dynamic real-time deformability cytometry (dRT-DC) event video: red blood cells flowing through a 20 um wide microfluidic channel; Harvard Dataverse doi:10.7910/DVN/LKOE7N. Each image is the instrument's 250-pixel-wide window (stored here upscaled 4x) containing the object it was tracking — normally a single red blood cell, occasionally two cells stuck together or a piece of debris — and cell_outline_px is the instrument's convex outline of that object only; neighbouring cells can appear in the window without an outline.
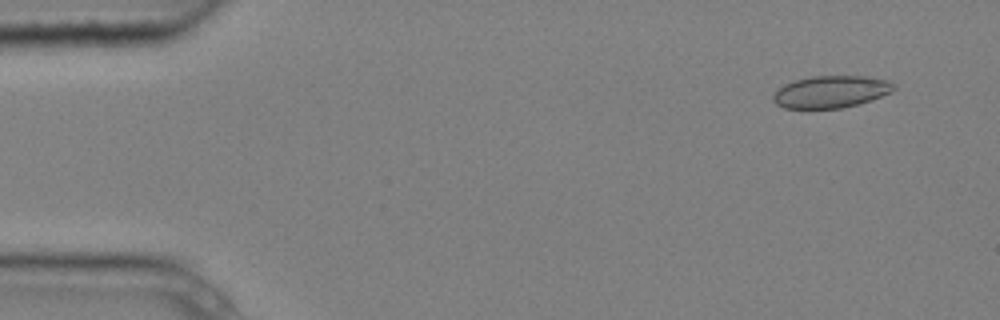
{"species": "common noctule bat (a hibernating species)", "species_latin": "Nyctalus noctula", "temperature_condition": "cold", "stored_images_in_passage": 6, "camera_frame_rate_fps": 3000, "um_per_image_px": 0.085, "animal": {"sex": "male", "body_mass_g": 20.4}, "frame": {"image": 1, "passage_image": 1, "time_ms": 0.0, "image_size_px": [1000, 320], "cell_outline_px": [[896, 88], [892, 92], [872, 100], [840, 108], [784, 108], [776, 104], [772, 100], [772, 96], [776, 88], [792, 80], [812, 76], [864, 76], [888, 80]], "centroid_in_image_um": [70.58, 7.79], "position_along_channel_um": 14.4, "area_um2": 22.72}}
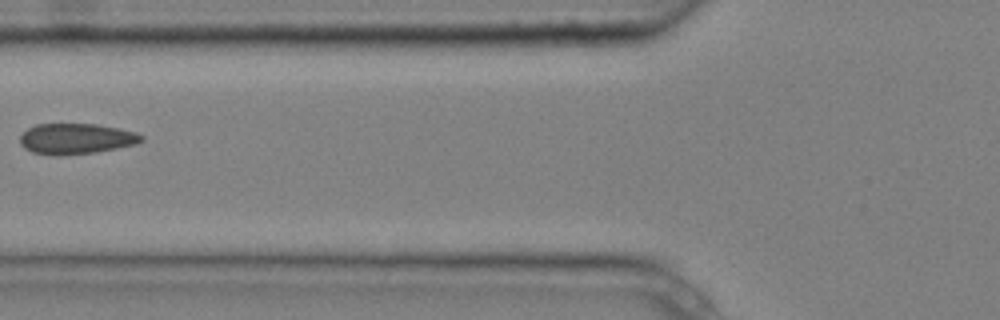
{"frame": {"image": 2, "passage_image": 5, "time_ms": 1.333, "image_size_px": [1000, 320], "cell_outline_px": [[144, 140], [136, 144], [96, 152], [56, 156], [32, 152], [24, 148], [20, 144], [20, 136], [28, 128], [36, 124], [96, 124], [120, 128], [136, 132], [144, 136]], "centroid_in_image_um": [6.48, 11.79], "position_along_channel_um": 119.3, "area_um2": 21.79}}
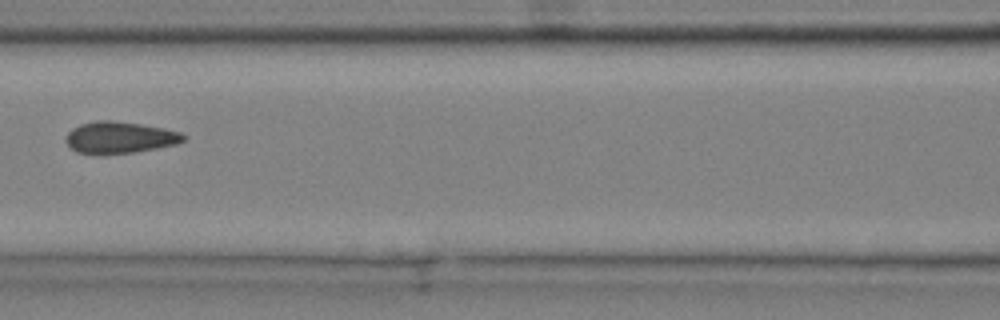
{"frame": {"image": 3, "passage_image": 6, "time_ms": 1.667, "image_size_px": [1000, 320], "cell_outline_px": [[188, 136], [184, 140], [176, 144], [136, 152], [76, 152], [64, 140], [64, 136], [72, 128], [80, 124], [96, 120], [112, 120], [140, 124], [164, 128], [180, 132]], "centroid_in_image_um": [10.19, 11.65], "position_along_channel_um": 156.4, "area_um2": 21.33}}